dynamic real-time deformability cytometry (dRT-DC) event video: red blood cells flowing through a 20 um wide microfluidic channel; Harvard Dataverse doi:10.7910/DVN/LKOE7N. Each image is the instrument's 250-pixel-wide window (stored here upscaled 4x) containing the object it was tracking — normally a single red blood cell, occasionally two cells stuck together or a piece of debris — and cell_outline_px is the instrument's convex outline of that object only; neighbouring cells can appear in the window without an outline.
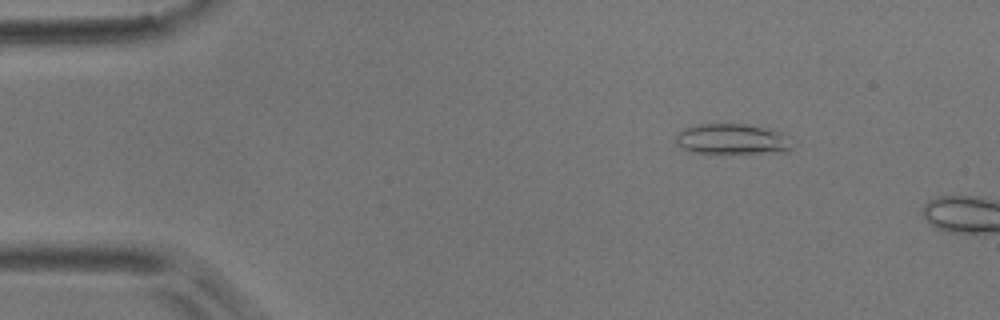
{"species": "common noctule bat (a hibernating species)", "species_latin": "Nyctalus noctula", "temperature_condition": "room temperature", "stored_images_in_passage": 10, "camera_frame_rate_fps": 3000, "um_per_image_px": 0.085, "animal": {"sex": "male", "body_mass_g": 17.9}, "frame": {"image": 1, "passage_image": 7, "time_ms": 2.0, "image_size_px": [1000, 320], "cell_outline_px": [[792, 148], [788, 152], [688, 152], [680, 148], [676, 144], [676, 136], [684, 128], [696, 124], [748, 124], [772, 128], [788, 136]], "centroid_in_image_um": [62.23, 11.81], "position_along_channel_um": 22.8, "area_um2": 20.69}}